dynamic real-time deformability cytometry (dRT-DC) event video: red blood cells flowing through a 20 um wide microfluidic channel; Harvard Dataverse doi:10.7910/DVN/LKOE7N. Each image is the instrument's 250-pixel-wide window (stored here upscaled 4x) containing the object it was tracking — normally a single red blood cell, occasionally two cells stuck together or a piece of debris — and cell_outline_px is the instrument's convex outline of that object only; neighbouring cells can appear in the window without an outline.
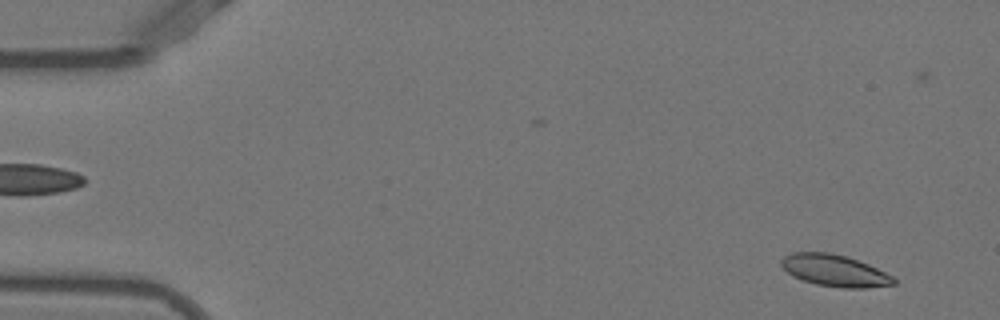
{"species": "Egyptian fruit bat (a non-hibernating species)", "species_latin": "Rousettus aegyptiacus", "temperature_condition": "warm", "stored_images_in_passage": 52, "camera_frame_rate_fps": 3000, "um_per_image_px": 0.085, "animal": {"sex": "female"}, "frame": {"image": 1, "passage_image": 3, "time_ms": 0.667, "image_size_px": [1000, 320], "cell_outline_px": [[896, 284], [864, 288], [840, 288], [816, 284], [804, 280], [788, 272], [780, 264], [780, 260], [784, 256], [792, 252], [828, 252], [844, 256], [868, 264], [892, 276], [896, 280]], "centroid_in_image_um": [70.94, 23.0], "position_along_channel_um": 14.1, "area_um2": 20.52}}
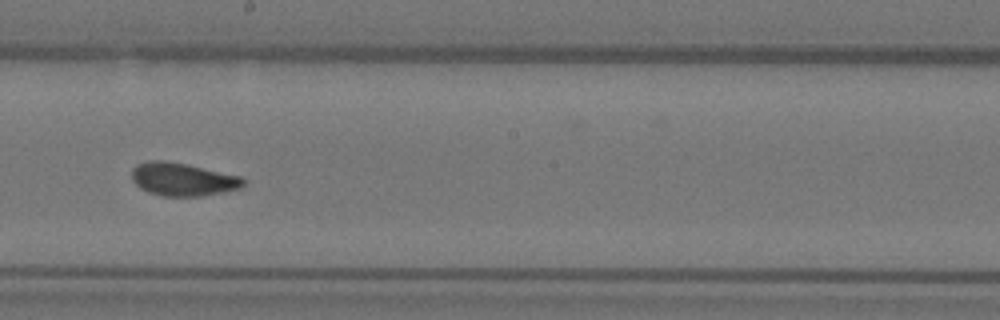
{"frame": {"image": 2, "passage_image": 29, "time_ms": 9.333, "image_size_px": [1000, 320], "cell_outline_px": [[244, 184], [240, 188], [200, 196], [164, 196], [148, 192], [140, 188], [132, 180], [132, 168], [136, 164], [148, 160], [164, 160], [188, 164], [240, 176], [244, 180]], "centroid_in_image_um": [15.48, 15.22], "position_along_channel_um": 232.7, "area_um2": 21.44}}
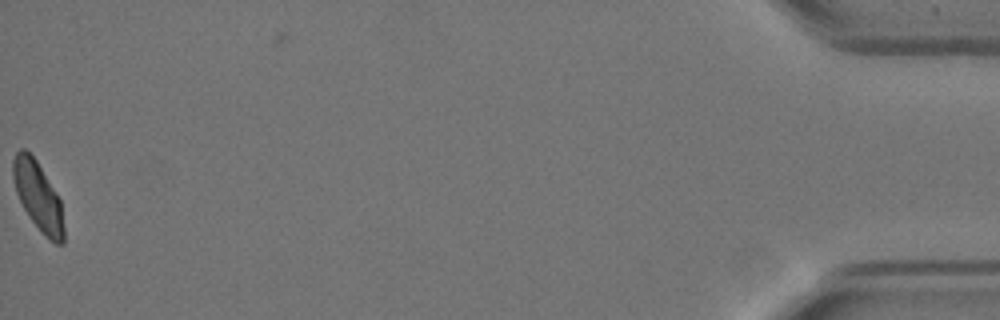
{"frame": {"image": 3, "passage_image": 52, "time_ms": 17.0, "image_size_px": [1000, 320], "cell_outline_px": [[64, 244], [56, 244], [44, 236], [40, 232], [24, 208], [16, 192], [12, 176], [12, 160], [16, 152], [20, 148], [24, 148], [36, 160], [60, 200], [64, 228]], "centroid_in_image_um": [3.22, 16.69], "position_along_channel_um": 432.0, "area_um2": 20.11}, "authors_computed_cell_mechanics": {"area_um2": 20.8947, "velocity_mm_per_s": 3.8982, "shape_relaxation_time_tau1_ms": 7.2488, "shape_relaxation_time_tau2_ms": 1.5256, "deformation_change_tau1": 0.19, "deformation_change_tau2": 0.0651}}